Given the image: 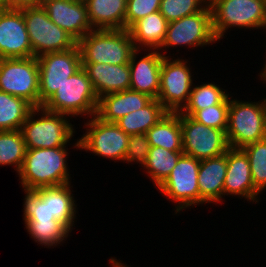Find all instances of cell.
<instances>
[{
	"instance_id": "6da1fadb",
	"label": "cell",
	"mask_w": 266,
	"mask_h": 267,
	"mask_svg": "<svg viewBox=\"0 0 266 267\" xmlns=\"http://www.w3.org/2000/svg\"><path fill=\"white\" fill-rule=\"evenodd\" d=\"M65 147L27 149L19 177L25 190L70 184Z\"/></svg>"
},
{
	"instance_id": "7a4b0ae2",
	"label": "cell",
	"mask_w": 266,
	"mask_h": 267,
	"mask_svg": "<svg viewBox=\"0 0 266 267\" xmlns=\"http://www.w3.org/2000/svg\"><path fill=\"white\" fill-rule=\"evenodd\" d=\"M77 46L82 63L129 64L136 50L127 29H93Z\"/></svg>"
},
{
	"instance_id": "3957f363",
	"label": "cell",
	"mask_w": 266,
	"mask_h": 267,
	"mask_svg": "<svg viewBox=\"0 0 266 267\" xmlns=\"http://www.w3.org/2000/svg\"><path fill=\"white\" fill-rule=\"evenodd\" d=\"M40 111L44 116L35 120V113ZM64 116L63 113L51 112L43 107L33 108L20 129L26 148L66 147L74 129Z\"/></svg>"
},
{
	"instance_id": "277c9868",
	"label": "cell",
	"mask_w": 266,
	"mask_h": 267,
	"mask_svg": "<svg viewBox=\"0 0 266 267\" xmlns=\"http://www.w3.org/2000/svg\"><path fill=\"white\" fill-rule=\"evenodd\" d=\"M99 97L87 73L81 68L66 79L55 94L42 106L65 115H96Z\"/></svg>"
},
{
	"instance_id": "5b68a950",
	"label": "cell",
	"mask_w": 266,
	"mask_h": 267,
	"mask_svg": "<svg viewBox=\"0 0 266 267\" xmlns=\"http://www.w3.org/2000/svg\"><path fill=\"white\" fill-rule=\"evenodd\" d=\"M21 9L34 57L66 51L77 45V41L71 35L49 19L41 4Z\"/></svg>"
},
{
	"instance_id": "8992f818",
	"label": "cell",
	"mask_w": 266,
	"mask_h": 267,
	"mask_svg": "<svg viewBox=\"0 0 266 267\" xmlns=\"http://www.w3.org/2000/svg\"><path fill=\"white\" fill-rule=\"evenodd\" d=\"M213 31L218 40L231 26L266 28V5L263 0H208Z\"/></svg>"
},
{
	"instance_id": "52a82bcc",
	"label": "cell",
	"mask_w": 266,
	"mask_h": 267,
	"mask_svg": "<svg viewBox=\"0 0 266 267\" xmlns=\"http://www.w3.org/2000/svg\"><path fill=\"white\" fill-rule=\"evenodd\" d=\"M258 103L230 100L229 97L226 136L231 148H242L262 140L266 123V99Z\"/></svg>"
},
{
	"instance_id": "ba28073f",
	"label": "cell",
	"mask_w": 266,
	"mask_h": 267,
	"mask_svg": "<svg viewBox=\"0 0 266 267\" xmlns=\"http://www.w3.org/2000/svg\"><path fill=\"white\" fill-rule=\"evenodd\" d=\"M0 90L40 107L37 57L0 59Z\"/></svg>"
},
{
	"instance_id": "9c48e42d",
	"label": "cell",
	"mask_w": 266,
	"mask_h": 267,
	"mask_svg": "<svg viewBox=\"0 0 266 267\" xmlns=\"http://www.w3.org/2000/svg\"><path fill=\"white\" fill-rule=\"evenodd\" d=\"M39 66V95L42 107L57 89L82 68L79 47L66 51L45 53L37 57Z\"/></svg>"
},
{
	"instance_id": "30bf717a",
	"label": "cell",
	"mask_w": 266,
	"mask_h": 267,
	"mask_svg": "<svg viewBox=\"0 0 266 267\" xmlns=\"http://www.w3.org/2000/svg\"><path fill=\"white\" fill-rule=\"evenodd\" d=\"M183 153L199 161L220 156L230 148L226 132L181 114Z\"/></svg>"
},
{
	"instance_id": "8fae6325",
	"label": "cell",
	"mask_w": 266,
	"mask_h": 267,
	"mask_svg": "<svg viewBox=\"0 0 266 267\" xmlns=\"http://www.w3.org/2000/svg\"><path fill=\"white\" fill-rule=\"evenodd\" d=\"M87 125L89 129L79 141L77 140L76 147L112 160L124 161L130 135L115 122H105L96 115Z\"/></svg>"
},
{
	"instance_id": "7c38bea8",
	"label": "cell",
	"mask_w": 266,
	"mask_h": 267,
	"mask_svg": "<svg viewBox=\"0 0 266 267\" xmlns=\"http://www.w3.org/2000/svg\"><path fill=\"white\" fill-rule=\"evenodd\" d=\"M192 84L190 69L183 60L169 61L168 57H163L157 100L167 112L182 111L188 103Z\"/></svg>"
},
{
	"instance_id": "4fadbf2b",
	"label": "cell",
	"mask_w": 266,
	"mask_h": 267,
	"mask_svg": "<svg viewBox=\"0 0 266 267\" xmlns=\"http://www.w3.org/2000/svg\"><path fill=\"white\" fill-rule=\"evenodd\" d=\"M199 167V160L183 154L167 179L158 187L161 193L179 203L176 212L193 204H200Z\"/></svg>"
},
{
	"instance_id": "5bb4252c",
	"label": "cell",
	"mask_w": 266,
	"mask_h": 267,
	"mask_svg": "<svg viewBox=\"0 0 266 267\" xmlns=\"http://www.w3.org/2000/svg\"><path fill=\"white\" fill-rule=\"evenodd\" d=\"M212 25V14L209 4L193 15L168 22L166 36L161 46H204L217 41Z\"/></svg>"
},
{
	"instance_id": "9a60e30c",
	"label": "cell",
	"mask_w": 266,
	"mask_h": 267,
	"mask_svg": "<svg viewBox=\"0 0 266 267\" xmlns=\"http://www.w3.org/2000/svg\"><path fill=\"white\" fill-rule=\"evenodd\" d=\"M33 57L22 9H0V59Z\"/></svg>"
},
{
	"instance_id": "2e32d148",
	"label": "cell",
	"mask_w": 266,
	"mask_h": 267,
	"mask_svg": "<svg viewBox=\"0 0 266 267\" xmlns=\"http://www.w3.org/2000/svg\"><path fill=\"white\" fill-rule=\"evenodd\" d=\"M40 4L49 19L77 42L93 30L84 0H41Z\"/></svg>"
},
{
	"instance_id": "e0dca14e",
	"label": "cell",
	"mask_w": 266,
	"mask_h": 267,
	"mask_svg": "<svg viewBox=\"0 0 266 267\" xmlns=\"http://www.w3.org/2000/svg\"><path fill=\"white\" fill-rule=\"evenodd\" d=\"M227 173L224 179V195H239L256 200V190L246 153L241 148H229L226 152Z\"/></svg>"
},
{
	"instance_id": "ac0fdd59",
	"label": "cell",
	"mask_w": 266,
	"mask_h": 267,
	"mask_svg": "<svg viewBox=\"0 0 266 267\" xmlns=\"http://www.w3.org/2000/svg\"><path fill=\"white\" fill-rule=\"evenodd\" d=\"M136 49L129 61L130 89L157 99L160 90V70L163 57L158 51H152L136 62Z\"/></svg>"
},
{
	"instance_id": "d6986e66",
	"label": "cell",
	"mask_w": 266,
	"mask_h": 267,
	"mask_svg": "<svg viewBox=\"0 0 266 267\" xmlns=\"http://www.w3.org/2000/svg\"><path fill=\"white\" fill-rule=\"evenodd\" d=\"M82 68L87 73L99 98L130 89V68L128 64L82 63Z\"/></svg>"
},
{
	"instance_id": "ffe728a7",
	"label": "cell",
	"mask_w": 266,
	"mask_h": 267,
	"mask_svg": "<svg viewBox=\"0 0 266 267\" xmlns=\"http://www.w3.org/2000/svg\"><path fill=\"white\" fill-rule=\"evenodd\" d=\"M153 100L147 94L124 90L99 98L96 116L105 122H116L127 114L144 108Z\"/></svg>"
},
{
	"instance_id": "44dd1931",
	"label": "cell",
	"mask_w": 266,
	"mask_h": 267,
	"mask_svg": "<svg viewBox=\"0 0 266 267\" xmlns=\"http://www.w3.org/2000/svg\"><path fill=\"white\" fill-rule=\"evenodd\" d=\"M227 173L226 153L200 161L198 188L200 204L220 202L224 194V179Z\"/></svg>"
},
{
	"instance_id": "7402d4cb",
	"label": "cell",
	"mask_w": 266,
	"mask_h": 267,
	"mask_svg": "<svg viewBox=\"0 0 266 267\" xmlns=\"http://www.w3.org/2000/svg\"><path fill=\"white\" fill-rule=\"evenodd\" d=\"M93 29H125L127 0H84Z\"/></svg>"
},
{
	"instance_id": "603a6c76",
	"label": "cell",
	"mask_w": 266,
	"mask_h": 267,
	"mask_svg": "<svg viewBox=\"0 0 266 267\" xmlns=\"http://www.w3.org/2000/svg\"><path fill=\"white\" fill-rule=\"evenodd\" d=\"M168 21L158 11L136 21L128 30L136 49L140 45L160 49L167 31ZM139 43V46H137Z\"/></svg>"
},
{
	"instance_id": "cb8c5ba5",
	"label": "cell",
	"mask_w": 266,
	"mask_h": 267,
	"mask_svg": "<svg viewBox=\"0 0 266 267\" xmlns=\"http://www.w3.org/2000/svg\"><path fill=\"white\" fill-rule=\"evenodd\" d=\"M146 135L150 146L183 151L181 113L168 112L146 132Z\"/></svg>"
},
{
	"instance_id": "d4e9b609",
	"label": "cell",
	"mask_w": 266,
	"mask_h": 267,
	"mask_svg": "<svg viewBox=\"0 0 266 267\" xmlns=\"http://www.w3.org/2000/svg\"><path fill=\"white\" fill-rule=\"evenodd\" d=\"M168 112L162 103L153 99L144 108L121 117L115 123L127 134H146Z\"/></svg>"
},
{
	"instance_id": "484cf974",
	"label": "cell",
	"mask_w": 266,
	"mask_h": 267,
	"mask_svg": "<svg viewBox=\"0 0 266 267\" xmlns=\"http://www.w3.org/2000/svg\"><path fill=\"white\" fill-rule=\"evenodd\" d=\"M33 108L26 100L0 90V131L20 130Z\"/></svg>"
},
{
	"instance_id": "4316f807",
	"label": "cell",
	"mask_w": 266,
	"mask_h": 267,
	"mask_svg": "<svg viewBox=\"0 0 266 267\" xmlns=\"http://www.w3.org/2000/svg\"><path fill=\"white\" fill-rule=\"evenodd\" d=\"M183 154V151H171L162 147H150L144 167L148 169L147 173L150 174L156 187H159L167 179Z\"/></svg>"
},
{
	"instance_id": "83f0119b",
	"label": "cell",
	"mask_w": 266,
	"mask_h": 267,
	"mask_svg": "<svg viewBox=\"0 0 266 267\" xmlns=\"http://www.w3.org/2000/svg\"><path fill=\"white\" fill-rule=\"evenodd\" d=\"M70 185L49 187V209L55 219L63 223L69 230L73 226L76 212L75 200Z\"/></svg>"
},
{
	"instance_id": "f1b7e54d",
	"label": "cell",
	"mask_w": 266,
	"mask_h": 267,
	"mask_svg": "<svg viewBox=\"0 0 266 267\" xmlns=\"http://www.w3.org/2000/svg\"><path fill=\"white\" fill-rule=\"evenodd\" d=\"M26 144L20 130L0 131V165H15L19 173L24 163Z\"/></svg>"
},
{
	"instance_id": "f546056e",
	"label": "cell",
	"mask_w": 266,
	"mask_h": 267,
	"mask_svg": "<svg viewBox=\"0 0 266 267\" xmlns=\"http://www.w3.org/2000/svg\"><path fill=\"white\" fill-rule=\"evenodd\" d=\"M227 96L229 95L212 83L196 86L191 89L188 103L180 113L192 116L197 110L220 104Z\"/></svg>"
},
{
	"instance_id": "4dcf8cb0",
	"label": "cell",
	"mask_w": 266,
	"mask_h": 267,
	"mask_svg": "<svg viewBox=\"0 0 266 267\" xmlns=\"http://www.w3.org/2000/svg\"><path fill=\"white\" fill-rule=\"evenodd\" d=\"M32 238L41 245L53 246L60 244L68 236L69 229L58 220L25 221Z\"/></svg>"
},
{
	"instance_id": "1f68e13d",
	"label": "cell",
	"mask_w": 266,
	"mask_h": 267,
	"mask_svg": "<svg viewBox=\"0 0 266 267\" xmlns=\"http://www.w3.org/2000/svg\"><path fill=\"white\" fill-rule=\"evenodd\" d=\"M24 220L25 221H50L56 220L50 214L49 187L35 190H25Z\"/></svg>"
},
{
	"instance_id": "d6a6232c",
	"label": "cell",
	"mask_w": 266,
	"mask_h": 267,
	"mask_svg": "<svg viewBox=\"0 0 266 267\" xmlns=\"http://www.w3.org/2000/svg\"><path fill=\"white\" fill-rule=\"evenodd\" d=\"M247 155L253 184L258 192L266 188V142L256 141L241 148Z\"/></svg>"
},
{
	"instance_id": "836d02e7",
	"label": "cell",
	"mask_w": 266,
	"mask_h": 267,
	"mask_svg": "<svg viewBox=\"0 0 266 267\" xmlns=\"http://www.w3.org/2000/svg\"><path fill=\"white\" fill-rule=\"evenodd\" d=\"M202 2H204V4H208L209 1L161 0L159 12L165 17L168 22H171L202 11L205 8Z\"/></svg>"
},
{
	"instance_id": "e575fe53",
	"label": "cell",
	"mask_w": 266,
	"mask_h": 267,
	"mask_svg": "<svg viewBox=\"0 0 266 267\" xmlns=\"http://www.w3.org/2000/svg\"><path fill=\"white\" fill-rule=\"evenodd\" d=\"M229 113V97L220 104L197 110L191 117L208 127H213L226 132Z\"/></svg>"
},
{
	"instance_id": "d590c367",
	"label": "cell",
	"mask_w": 266,
	"mask_h": 267,
	"mask_svg": "<svg viewBox=\"0 0 266 267\" xmlns=\"http://www.w3.org/2000/svg\"><path fill=\"white\" fill-rule=\"evenodd\" d=\"M161 0H127L125 29H129L139 19L158 12Z\"/></svg>"
},
{
	"instance_id": "8d00e7d4",
	"label": "cell",
	"mask_w": 266,
	"mask_h": 267,
	"mask_svg": "<svg viewBox=\"0 0 266 267\" xmlns=\"http://www.w3.org/2000/svg\"><path fill=\"white\" fill-rule=\"evenodd\" d=\"M150 147L151 146L146 134L131 135L124 161H137V163L140 162L143 166H145Z\"/></svg>"
},
{
	"instance_id": "74e56055",
	"label": "cell",
	"mask_w": 266,
	"mask_h": 267,
	"mask_svg": "<svg viewBox=\"0 0 266 267\" xmlns=\"http://www.w3.org/2000/svg\"><path fill=\"white\" fill-rule=\"evenodd\" d=\"M41 0H10V9L17 8L20 9L26 6H35L39 5Z\"/></svg>"
},
{
	"instance_id": "f35d334b",
	"label": "cell",
	"mask_w": 266,
	"mask_h": 267,
	"mask_svg": "<svg viewBox=\"0 0 266 267\" xmlns=\"http://www.w3.org/2000/svg\"><path fill=\"white\" fill-rule=\"evenodd\" d=\"M0 9H10V0H0Z\"/></svg>"
},
{
	"instance_id": "ab89813d",
	"label": "cell",
	"mask_w": 266,
	"mask_h": 267,
	"mask_svg": "<svg viewBox=\"0 0 266 267\" xmlns=\"http://www.w3.org/2000/svg\"><path fill=\"white\" fill-rule=\"evenodd\" d=\"M110 262L112 263L111 265H113V267H126L122 263L118 262V260L116 261V259L113 258L110 259Z\"/></svg>"
},
{
	"instance_id": "60d3db41",
	"label": "cell",
	"mask_w": 266,
	"mask_h": 267,
	"mask_svg": "<svg viewBox=\"0 0 266 267\" xmlns=\"http://www.w3.org/2000/svg\"><path fill=\"white\" fill-rule=\"evenodd\" d=\"M264 72L260 74V77H262L261 79H263L264 81H266V65L264 67Z\"/></svg>"
},
{
	"instance_id": "b9f144b4",
	"label": "cell",
	"mask_w": 266,
	"mask_h": 267,
	"mask_svg": "<svg viewBox=\"0 0 266 267\" xmlns=\"http://www.w3.org/2000/svg\"><path fill=\"white\" fill-rule=\"evenodd\" d=\"M262 140L266 142V123H265V126H264V131H263V137H262Z\"/></svg>"
}]
</instances>
